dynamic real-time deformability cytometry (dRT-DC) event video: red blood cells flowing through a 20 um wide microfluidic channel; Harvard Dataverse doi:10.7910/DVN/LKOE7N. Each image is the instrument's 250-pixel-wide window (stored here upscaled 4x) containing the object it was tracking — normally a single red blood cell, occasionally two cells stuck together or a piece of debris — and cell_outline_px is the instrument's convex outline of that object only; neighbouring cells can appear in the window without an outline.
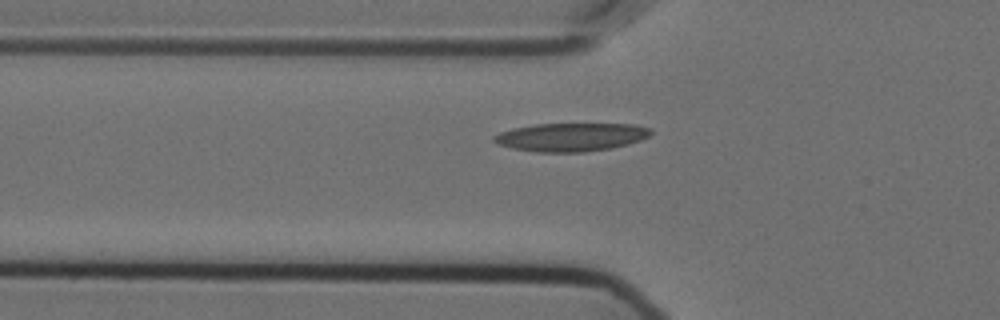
{"species": "Egyptian fruit bat (a non-hibernating species)", "species_latin": "Rousettus aegyptiacus", "temperature_condition": "cold", "stored_images_in_passage": 39, "camera_frame_rate_fps": 3000, "um_per_image_px": 0.085, "animal": {"sex": "female"}, "frame": {"image": 1, "passage_image": 7, "time_ms": 2.0, "image_size_px": [1000, 320], "cell_outline_px": [[652, 132], [648, 136], [640, 140], [628, 144], [612, 148], [584, 152], [536, 152], [512, 148], [500, 144], [492, 140], [492, 136], [500, 132], [512, 128], [536, 124], [636, 124], [652, 128]], "centroid_in_image_um": [48.54, 11.65], "position_along_channel_um": 77.3, "area_um2": 25.95}}
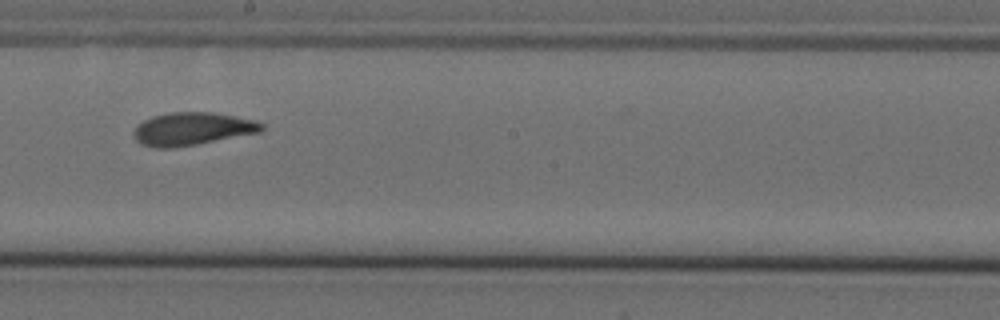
{"frame": {"image": 2, "passage_image": 20, "time_ms": 6.333, "image_size_px": [1000, 320], "cell_outline_px": [[264, 128], [260, 132], [196, 144], [172, 148], [152, 148], [140, 144], [132, 136], [132, 132], [136, 124], [152, 116], [168, 112], [212, 112], [256, 120], [264, 124]], "centroid_in_image_um": [16.28, 10.95], "position_along_channel_um": 231.9, "area_um2": 24.74}}
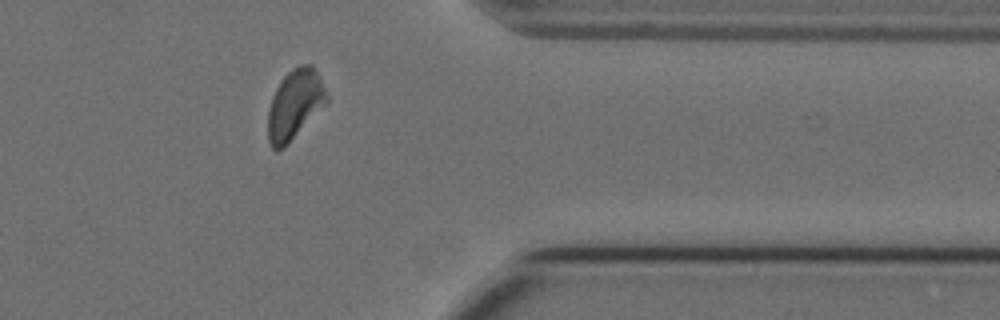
{"frame": {"image": 3, "passage_image": 34, "time_ms": 11.0, "image_size_px": [1000, 320], "cell_outline_px": [[328, 100], [288, 144], [284, 148], [276, 152], [272, 148], [268, 140], [268, 108], [272, 96], [280, 80], [292, 68], [300, 64], [312, 64], [320, 76], [328, 96]], "centroid_in_image_um": [25.03, 8.87], "position_along_channel_um": 386.4, "area_um2": 23.81}}